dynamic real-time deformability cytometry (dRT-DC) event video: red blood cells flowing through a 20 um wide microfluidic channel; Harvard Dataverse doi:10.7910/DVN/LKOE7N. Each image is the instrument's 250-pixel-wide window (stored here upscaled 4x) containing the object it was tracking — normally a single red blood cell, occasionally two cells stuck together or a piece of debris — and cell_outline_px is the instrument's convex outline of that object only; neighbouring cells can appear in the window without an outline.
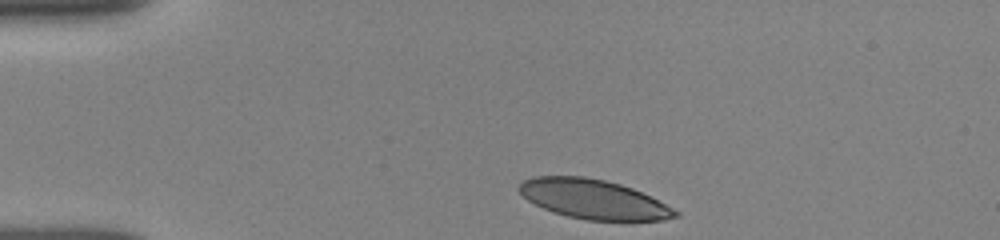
{"species": "human", "species_latin": "Homo sapiens", "temperature_condition": "room temperature", "stored_images_in_passage": 16, "camera_frame_rate_fps": 3000, "um_per_image_px": 0.085, "donor": {"sex": "female"}, "frame": {"image": 1, "passage_image": 1, "time_ms": 0.0, "image_size_px": [1000, 240], "cell_outline_px": [[680, 216], [664, 220], [588, 220], [568, 216], [552, 212], [528, 200], [516, 188], [524, 180], [532, 176], [584, 176], [604, 180], [620, 184], [632, 188], [680, 212]], "centroid_in_image_um": [50.42, 16.93], "position_along_channel_um": 34.6, "area_um2": 35.49}}
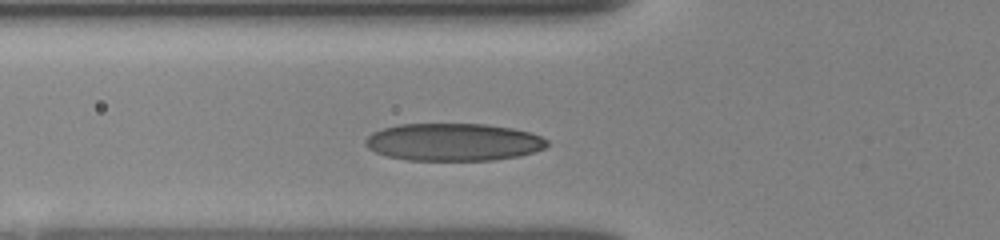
{"frame": {"image": 2, "passage_image": 14, "time_ms": 2.667, "image_size_px": [1000, 240], "cell_outline_px": [[548, 144], [544, 148], [520, 156], [492, 160], [408, 160], [388, 156], [376, 152], [368, 148], [364, 144], [364, 140], [372, 132], [384, 128], [400, 124], [484, 124], [512, 128], [528, 132], [540, 136], [548, 140]], "centroid_in_image_um": [38.52, 12.07], "position_along_channel_um": 87.3, "area_um2": 39.65}}